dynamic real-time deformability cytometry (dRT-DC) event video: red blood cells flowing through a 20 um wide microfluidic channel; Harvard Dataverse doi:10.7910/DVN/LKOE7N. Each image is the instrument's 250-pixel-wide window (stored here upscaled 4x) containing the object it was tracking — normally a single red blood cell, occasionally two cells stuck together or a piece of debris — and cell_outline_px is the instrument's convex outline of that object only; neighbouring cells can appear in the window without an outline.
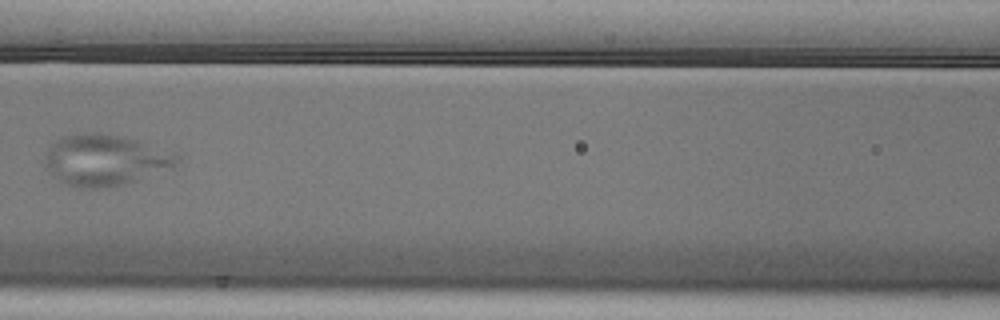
{"species": "Egyptian fruit bat (a non-hibernating species)", "species_latin": "Rousettus aegyptiacus", "temperature_condition": "cold", "stored_images_in_passage": 8, "camera_frame_rate_fps": 3000, "um_per_image_px": 0.085, "animal": {"sex": "male"}, "frame": {"image": 1, "passage_image": 8, "time_ms": 2.333, "image_size_px": [1000, 320], "cell_outline_px": [[180, 160], [172, 168], [124, 184], [96, 188], [80, 188], [64, 184], [56, 180], [48, 172], [44, 164], [44, 160], [48, 148], [60, 136], [76, 132], [96, 132], [136, 140], [176, 152], [180, 156]], "centroid_in_image_um": [8.89, 13.6], "position_along_channel_um": 157.7, "area_um2": 39.65}}